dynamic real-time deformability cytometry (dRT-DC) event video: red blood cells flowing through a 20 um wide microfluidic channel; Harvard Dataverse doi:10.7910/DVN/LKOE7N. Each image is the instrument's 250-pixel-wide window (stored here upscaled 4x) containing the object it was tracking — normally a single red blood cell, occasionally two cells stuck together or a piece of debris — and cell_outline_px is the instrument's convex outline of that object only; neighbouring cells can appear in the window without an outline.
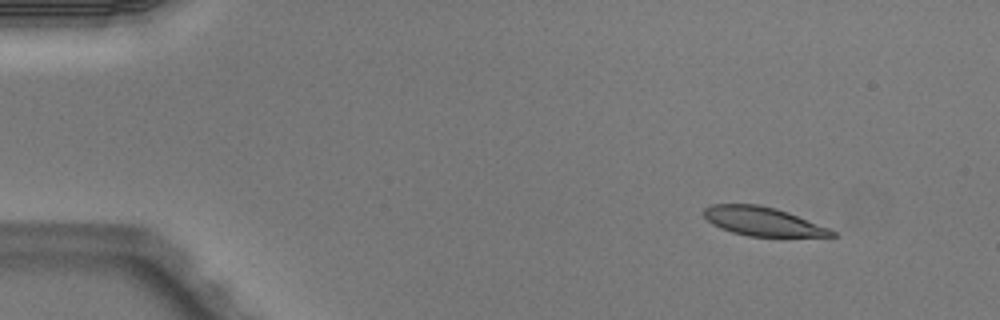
{"species": "Egyptian fruit bat (a non-hibernating species)", "species_latin": "Rousettus aegyptiacus", "temperature_condition": "warm", "stored_images_in_passage": 3, "camera_frame_rate_fps": 3000, "um_per_image_px": 0.085, "animal": {"sex": "male"}, "frame": {"image": 1, "passage_image": 2, "time_ms": 0.333, "image_size_px": [1000, 320], "cell_outline_px": [[836, 236], [748, 236], [732, 232], [720, 228], [712, 224], [704, 216], [704, 208], [712, 204], [760, 204], [776, 208], [788, 212], [828, 228], [836, 232]], "centroid_in_image_um": [64.79, 18.81], "position_along_channel_um": 20.2, "area_um2": 21.27}}
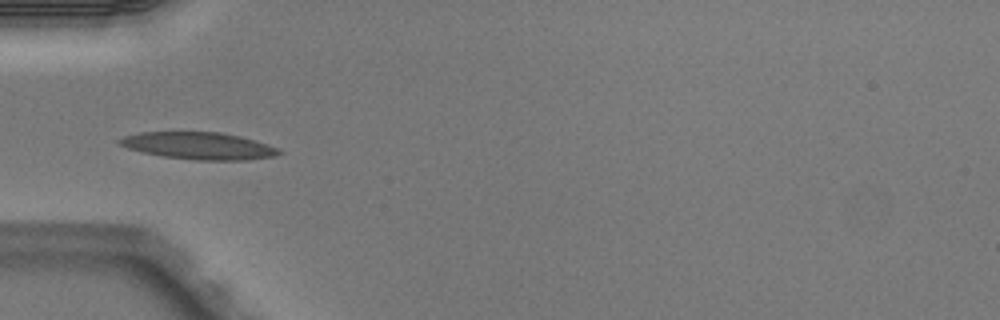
{"frame": {"image": 2, "passage_image": 3, "time_ms": 0.667, "image_size_px": [1000, 320], "cell_outline_px": [[284, 152], [272, 156], [248, 160], [196, 160], [160, 156], [128, 148], [120, 144], [116, 140], [124, 136], [140, 132], [220, 132], [240, 136], [268, 144]], "centroid_in_image_um": [16.88, 12.39], "position_along_channel_um": 68.1, "area_um2": 25.09}}